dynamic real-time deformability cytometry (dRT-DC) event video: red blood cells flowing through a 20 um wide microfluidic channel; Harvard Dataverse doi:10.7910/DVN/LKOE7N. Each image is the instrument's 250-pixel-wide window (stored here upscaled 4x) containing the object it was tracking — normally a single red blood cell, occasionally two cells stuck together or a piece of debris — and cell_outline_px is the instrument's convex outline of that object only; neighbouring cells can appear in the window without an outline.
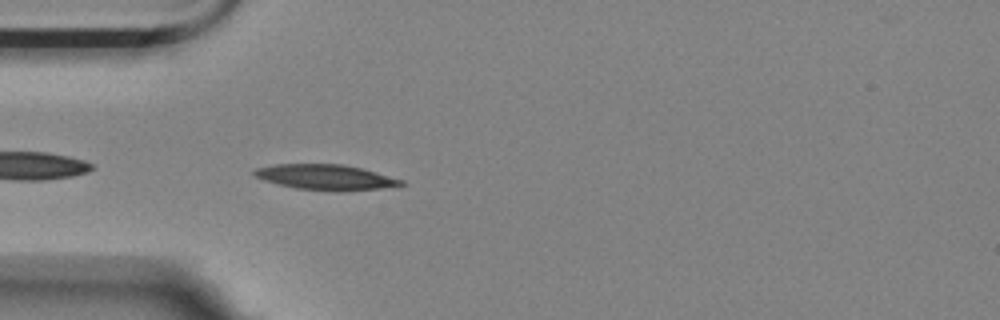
{"species": "Egyptian fruit bat (a non-hibernating species)", "species_latin": "Rousettus aegyptiacus", "temperature_condition": "room temperature", "stored_images_in_passage": 4, "camera_frame_rate_fps": 3000, "um_per_image_px": 0.085, "animal": {"sex": "female"}, "frame": {"image": 1, "passage_image": 4, "time_ms": 3.667, "image_size_px": [1000, 320], "cell_outline_px": [[404, 184], [380, 188], [340, 192], [336, 192], [296, 188], [264, 180], [256, 176], [252, 172], [256, 168], [276, 164], [340, 164], [360, 168], [404, 180]], "centroid_in_image_um": [27.67, 15.07], "position_along_channel_um": 57.3, "area_um2": 21.44}}